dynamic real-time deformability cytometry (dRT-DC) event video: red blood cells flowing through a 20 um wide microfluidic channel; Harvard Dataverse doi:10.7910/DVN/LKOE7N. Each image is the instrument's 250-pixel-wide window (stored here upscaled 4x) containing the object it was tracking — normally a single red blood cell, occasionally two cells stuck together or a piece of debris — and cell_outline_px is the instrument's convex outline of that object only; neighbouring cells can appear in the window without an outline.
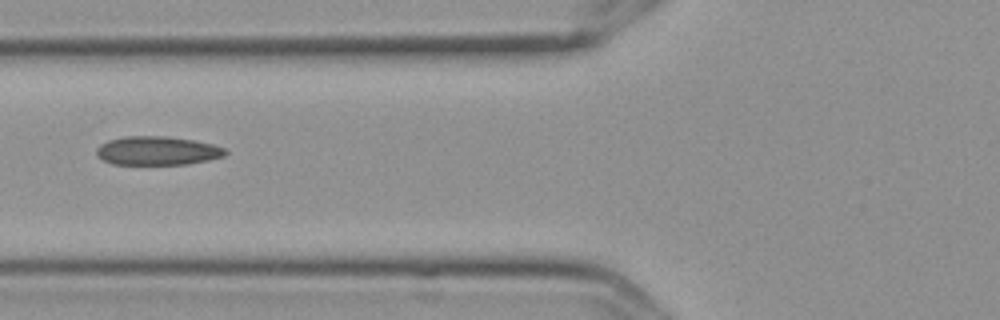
{"species": "Egyptian fruit bat (a non-hibernating species)", "species_latin": "Rousettus aegyptiacus", "temperature_condition": "cold", "stored_images_in_passage": 7, "camera_frame_rate_fps": 3000, "um_per_image_px": 0.085, "frame": {"image": 1, "passage_image": 3, "time_ms": 0.667, "image_size_px": [1000, 320], "cell_outline_px": [[228, 152], [224, 156], [208, 160], [188, 164], [112, 164], [96, 156], [96, 148], [100, 144], [108, 140], [124, 136], [168, 136], [192, 140], [212, 144], [224, 148]], "centroid_in_image_um": [13.35, 12.81], "position_along_channel_um": 112.5, "area_um2": 21.62}}
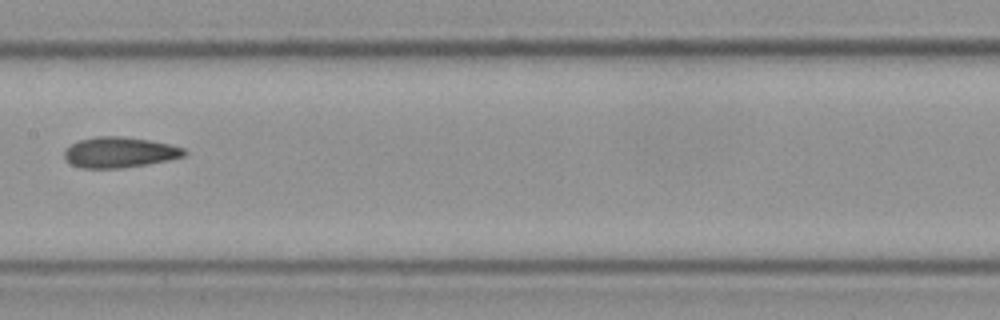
{"frame": {"image": 2, "passage_image": 5, "time_ms": 1.333, "image_size_px": [1000, 320], "cell_outline_px": [[188, 152], [184, 156], [168, 160], [120, 168], [80, 168], [72, 164], [64, 156], [64, 152], [72, 144], [80, 140], [96, 136], [124, 136], [148, 140], [168, 144], [184, 148]], "centroid_in_image_um": [10.17, 12.94], "position_along_channel_um": 197.2, "area_um2": 21.1}}
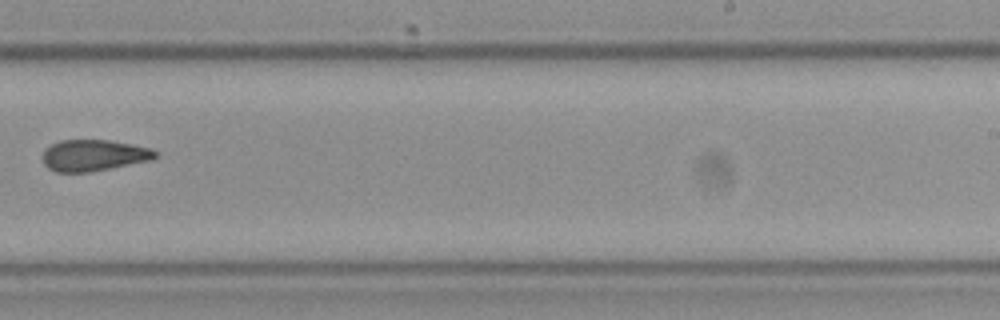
{"frame": {"image": 3, "passage_image": 7, "time_ms": 2.0, "image_size_px": [1000, 320], "cell_outline_px": [[160, 156], [152, 160], [88, 172], [56, 172], [48, 168], [44, 164], [44, 152], [52, 144], [60, 140], [108, 140], [132, 144], [152, 148], [160, 152]], "centroid_in_image_um": [8.04, 13.2], "position_along_channel_um": 281.0, "area_um2": 20.58}}